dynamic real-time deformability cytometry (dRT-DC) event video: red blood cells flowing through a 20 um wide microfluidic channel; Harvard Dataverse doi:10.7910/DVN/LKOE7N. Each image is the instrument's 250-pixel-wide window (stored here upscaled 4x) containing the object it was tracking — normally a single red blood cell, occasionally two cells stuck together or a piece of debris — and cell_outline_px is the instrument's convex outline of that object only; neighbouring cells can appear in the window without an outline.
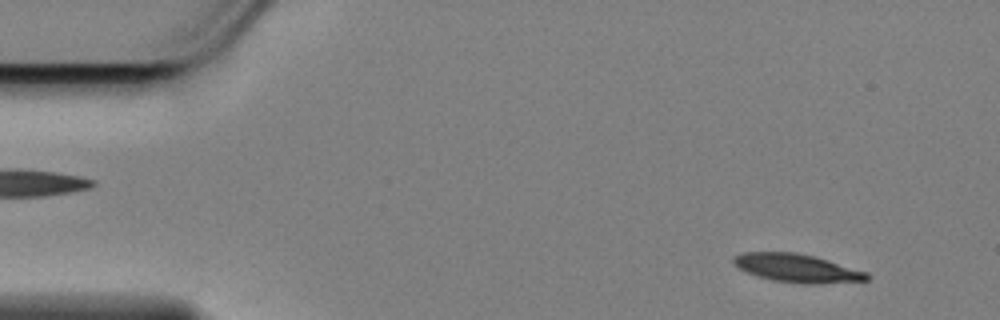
{"species": "Egyptian fruit bat (a non-hibernating species)", "species_latin": "Rousettus aegyptiacus", "temperature_condition": "cold", "stored_images_in_passage": 56, "camera_frame_rate_fps": 3000, "um_per_image_px": 0.085, "animal": {"sex": "female"}, "frame": {"image": 1, "passage_image": 4, "time_ms": 1.0, "image_size_px": [1000, 320], "cell_outline_px": [[872, 276], [868, 280], [820, 284], [804, 284], [772, 280], [756, 276], [740, 268], [732, 260], [732, 256], [744, 252], [796, 252], [828, 260], [868, 272]], "centroid_in_image_um": [67.78, 22.8], "position_along_channel_um": 17.2, "area_um2": 22.02}}
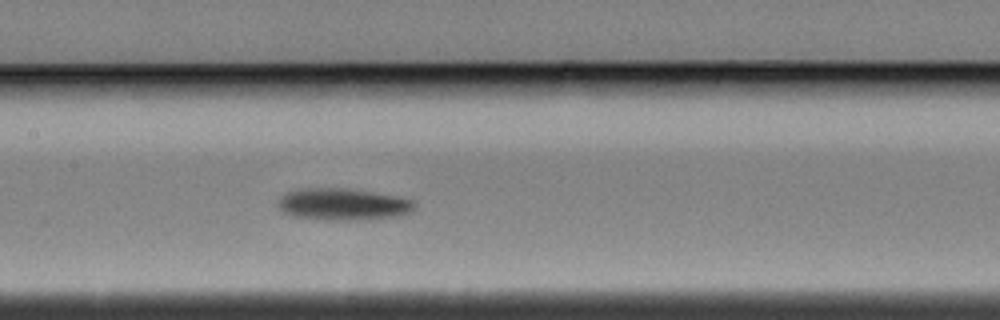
{"frame": {"image": 2, "passage_image": 26, "time_ms": 8.333, "image_size_px": [1000, 320], "cell_outline_px": [[416, 208], [412, 212], [396, 216], [372, 220], [324, 220], [292, 216], [284, 212], [276, 204], [280, 196], [288, 192], [300, 188], [348, 188], [400, 196], [412, 200], [416, 204]], "centroid_in_image_um": [29.18, 17.37], "position_along_channel_um": 178.2, "area_um2": 25.89}}
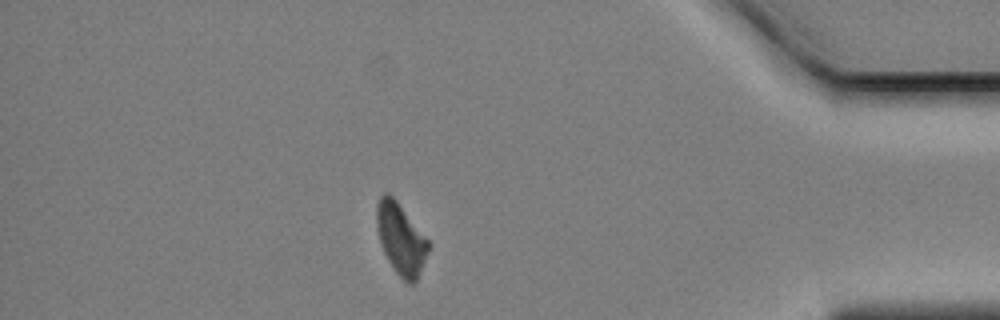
{"frame": {"image": 3, "passage_image": 49, "time_ms": 16.0, "image_size_px": [1000, 320], "cell_outline_px": [[432, 244], [416, 280], [412, 284], [408, 284], [396, 272], [388, 260], [380, 244], [376, 224], [376, 204], [380, 196], [384, 192], [388, 192], [396, 200]], "centroid_in_image_um": [34.07, 20.28], "position_along_channel_um": 401.1, "area_um2": 21.44}, "authors_computed_cell_mechanics": {"area_um2": 23.4668, "velocity_mm_per_s": 3.4191, "shape_relaxation_time_tau1_ms": 2.2128, "shape_relaxation_time_tau2_ms": null, "deformation_change_tau1": 0.1341, "deformation_change_tau2": null}}